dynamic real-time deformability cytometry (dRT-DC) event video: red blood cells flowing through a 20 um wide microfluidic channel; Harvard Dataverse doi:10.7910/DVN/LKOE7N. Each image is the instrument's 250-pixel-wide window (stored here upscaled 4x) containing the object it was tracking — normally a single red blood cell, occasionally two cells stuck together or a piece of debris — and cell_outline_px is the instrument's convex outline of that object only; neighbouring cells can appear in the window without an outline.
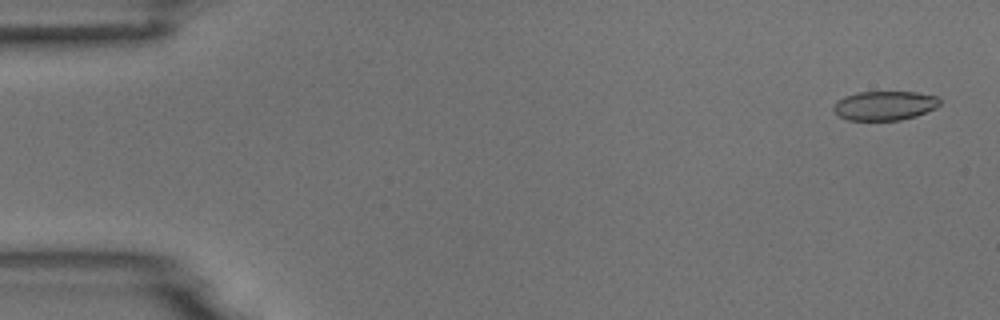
{"species": "common noctule bat (a hibernating species)", "species_latin": "Nyctalus noctula", "temperature_condition": "room temperature", "stored_images_in_passage": 6, "camera_frame_rate_fps": 3000, "um_per_image_px": 0.085, "animal": {"sex": "male", "body_mass_g": 18.8}, "frame": {"image": 1, "passage_image": 2, "time_ms": 0.333, "image_size_px": [1000, 320], "cell_outline_px": [[940, 104], [936, 108], [916, 116], [900, 120], [848, 120], [832, 112], [832, 108], [836, 100], [844, 96], [856, 92], [916, 92], [936, 96], [940, 100]], "centroid_in_image_um": [75.16, 8.97], "position_along_channel_um": 9.8, "area_um2": 18.26}}